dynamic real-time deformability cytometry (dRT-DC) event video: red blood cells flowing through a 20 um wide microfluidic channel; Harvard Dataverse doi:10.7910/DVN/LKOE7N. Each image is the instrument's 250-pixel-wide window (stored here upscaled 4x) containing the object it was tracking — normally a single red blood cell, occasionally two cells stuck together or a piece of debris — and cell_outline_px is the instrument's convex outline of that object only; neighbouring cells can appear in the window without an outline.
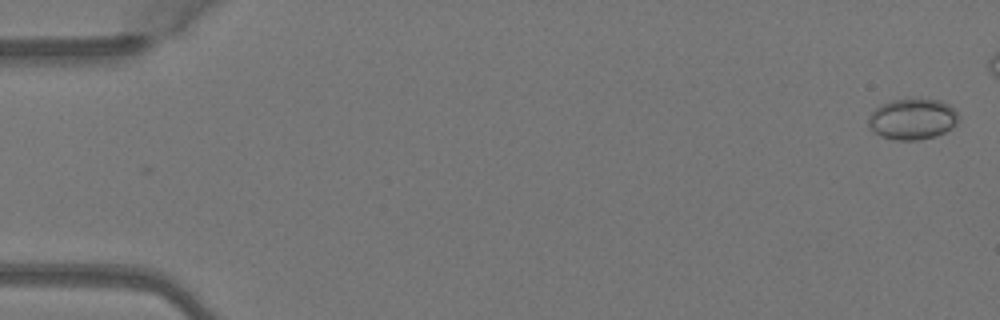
{"species": "Egyptian fruit bat (a non-hibernating species)", "species_latin": "Rousettus aegyptiacus", "temperature_condition": "warm", "stored_images_in_passage": 7, "segment_of_instrument_passage": [1, 2], "camera_frame_rate_fps": 3000, "um_per_image_px": 0.085, "animal": {"sex": "female"}, "frame": {"image": 1, "passage_image": 1, "time_ms": 0.0, "image_size_px": [1000, 320], "cell_outline_px": [[960, 116], [956, 124], [952, 128], [936, 136], [920, 140], [896, 140], [880, 136], [872, 132], [868, 128], [868, 116], [880, 104], [892, 100], [908, 96], [940, 100], [956, 108]], "centroid_in_image_um": [77.56, 10.08], "position_along_channel_um": 7.4, "area_um2": 22.43}}
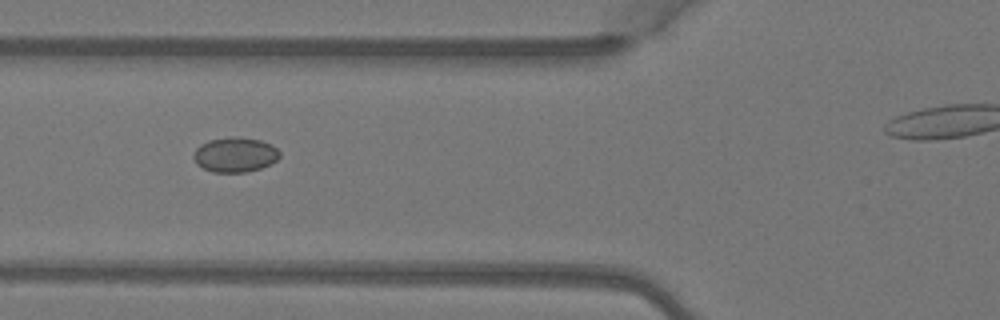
{"frame": {"image": 2, "passage_image": 6, "time_ms": 1.667, "image_size_px": [1000, 320], "cell_outline_px": [[280, 156], [276, 160], [260, 168], [244, 172], [212, 172], [196, 164], [192, 156], [196, 148], [200, 144], [208, 140], [228, 136], [240, 136], [260, 140], [272, 144], [280, 152]], "centroid_in_image_um": [19.95, 13.12], "position_along_channel_um": 105.8, "area_um2": 17.63}}